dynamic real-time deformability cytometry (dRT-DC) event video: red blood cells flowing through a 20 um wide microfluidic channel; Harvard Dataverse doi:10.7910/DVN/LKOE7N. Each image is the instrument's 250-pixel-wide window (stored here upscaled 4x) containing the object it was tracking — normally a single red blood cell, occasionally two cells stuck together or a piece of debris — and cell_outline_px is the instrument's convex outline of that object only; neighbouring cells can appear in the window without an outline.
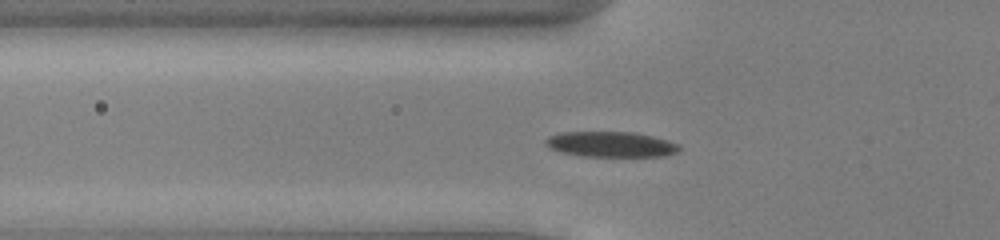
{"species": "common noctule bat (a hibernating species)", "species_latin": "Nyctalus noctula", "temperature_condition": "cold", "stored_images_in_passage": 51, "camera_frame_rate_fps": 3000, "um_per_image_px": 0.085, "animal": {"sex": "male", "body_mass_g": 13.0, "forearm_length_mm": 53.1}, "frame": {"image": 1, "passage_image": 16, "time_ms": 5.0, "image_size_px": [1000, 240], "cell_outline_px": [[680, 148], [676, 152], [664, 156], [580, 156], [560, 152], [544, 144], [544, 140], [548, 136], [560, 132], [636, 132], [668, 140], [680, 144]], "centroid_in_image_um": [51.91, 12.26], "position_along_channel_um": 73.9, "area_um2": 19.88}}
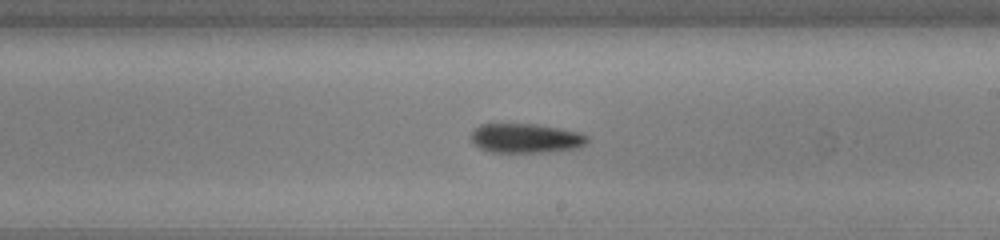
{"frame": {"image": 2, "passage_image": 29, "time_ms": 9.333, "image_size_px": [1000, 240], "cell_outline_px": [[588, 140], [580, 148], [548, 152], [488, 152], [480, 148], [472, 140], [472, 132], [480, 124], [536, 124], [580, 132], [588, 136]], "centroid_in_image_um": [44.72, 11.76], "position_along_channel_um": 244.3, "area_um2": 19.88}}
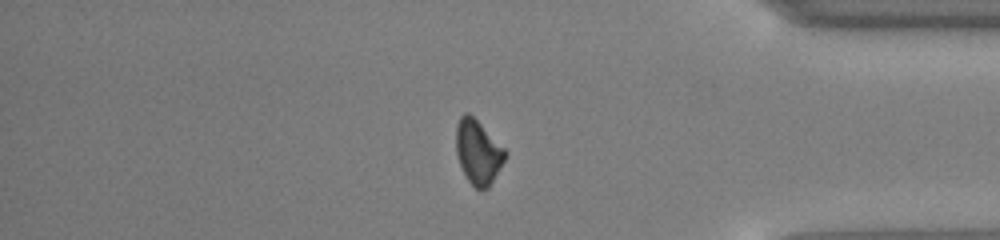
{"frame": {"image": 3, "passage_image": 42, "time_ms": 13.667, "image_size_px": [1000, 240], "cell_outline_px": [[508, 152], [504, 160], [488, 188], [480, 192], [468, 180], [460, 164], [456, 152], [456, 124], [460, 116], [464, 112], [468, 112]], "centroid_in_image_um": [40.62, 12.93], "position_along_channel_um": 394.6, "area_um2": 18.09}, "authors_computed_cell_mechanics": {"area_um2": 19.1318, "velocity_mm_per_s": 3.9467, "shape_relaxation_time_tau1_ms": 2.5362, "shape_relaxation_time_tau2_ms": null, "deformation_change_tau1": 0.0866, "deformation_change_tau2": null}}